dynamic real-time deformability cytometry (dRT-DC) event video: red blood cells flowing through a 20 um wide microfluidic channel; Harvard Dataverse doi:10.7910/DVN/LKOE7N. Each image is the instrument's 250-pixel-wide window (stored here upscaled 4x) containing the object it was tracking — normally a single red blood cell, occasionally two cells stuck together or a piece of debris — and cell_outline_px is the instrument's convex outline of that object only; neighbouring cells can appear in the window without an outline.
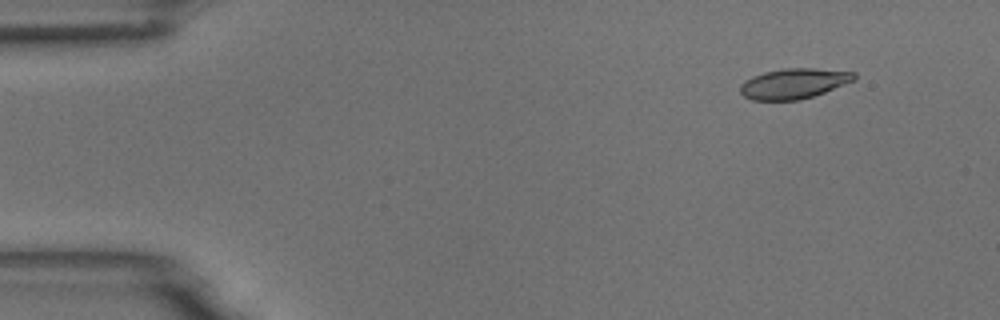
{"species": "common noctule bat (a hibernating species)", "species_latin": "Nyctalus noctula", "temperature_condition": "room temperature", "stored_images_in_passage": 14, "camera_frame_rate_fps": 3000, "um_per_image_px": 0.085, "animal": {"sex": "male", "body_mass_g": 18.8}, "frame": {"image": 1, "passage_image": 1, "time_ms": 0.0, "image_size_px": [1000, 320], "cell_outline_px": [[856, 80], [824, 92], [800, 100], [752, 100], [744, 96], [740, 92], [740, 84], [744, 80], [752, 76], [764, 72], [784, 68], [816, 68], [856, 72]], "centroid_in_image_um": [67.47, 7.09], "position_along_channel_um": 17.5, "area_um2": 20.23}}
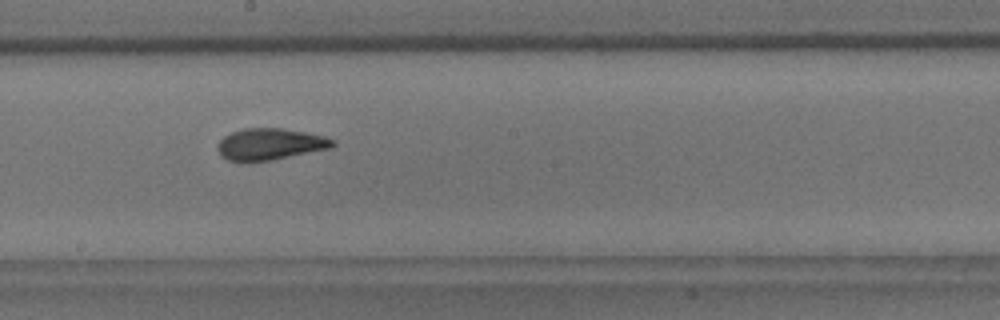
{"frame": {"image": 2, "passage_image": 8, "time_ms": 2.333, "image_size_px": [1000, 320], "cell_outline_px": [[336, 144], [332, 148], [272, 160], [228, 160], [220, 156], [216, 148], [220, 140], [224, 136], [232, 132], [244, 128], [280, 128], [304, 132], [324, 136], [336, 140]], "centroid_in_image_um": [22.98, 12.24], "position_along_channel_um": 225.2, "area_um2": 21.04}}
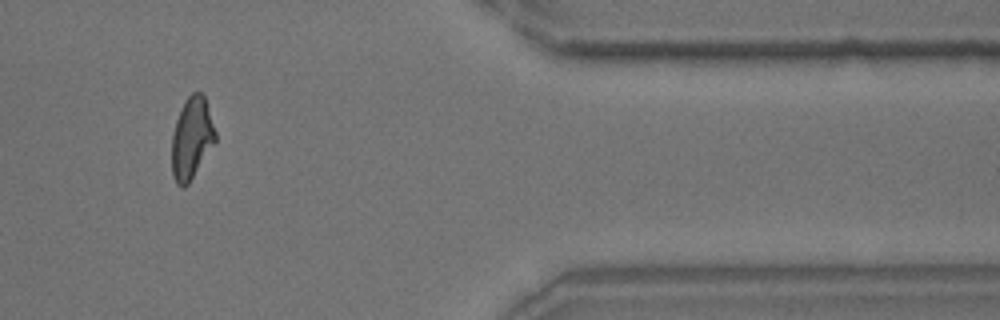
{"frame": {"image": 3, "passage_image": 12, "time_ms": 3.667, "image_size_px": [1000, 320], "cell_outline_px": [[216, 140], [188, 184], [184, 188], [180, 188], [176, 184], [172, 176], [172, 132], [176, 120], [184, 100], [192, 92], [200, 92], [204, 96], [216, 132]], "centroid_in_image_um": [16.27, 11.76], "position_along_channel_um": 395.1, "area_um2": 20.69}}